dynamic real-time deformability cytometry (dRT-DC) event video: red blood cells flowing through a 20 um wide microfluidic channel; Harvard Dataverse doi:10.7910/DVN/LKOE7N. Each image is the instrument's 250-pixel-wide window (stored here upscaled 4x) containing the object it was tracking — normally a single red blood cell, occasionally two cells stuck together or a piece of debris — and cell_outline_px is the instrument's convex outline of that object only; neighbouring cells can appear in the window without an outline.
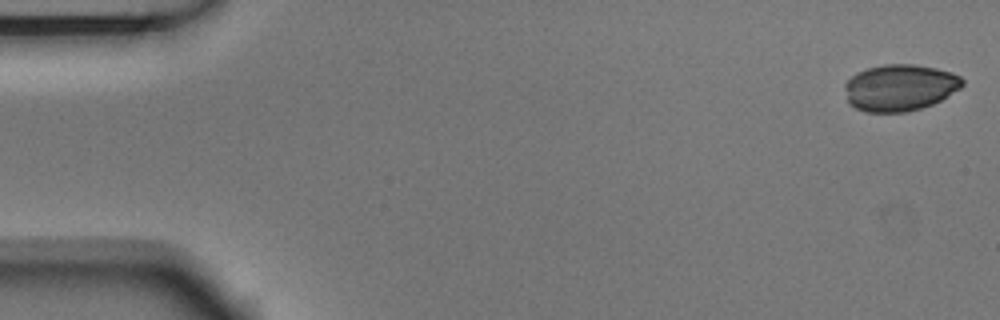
{"species": "Egyptian fruit bat (a non-hibernating species)", "species_latin": "Rousettus aegyptiacus", "temperature_condition": "room temperature", "stored_images_in_passage": 5, "camera_frame_rate_fps": 3000, "um_per_image_px": 0.085, "animal": {"sex": "male"}, "frame": {"image": 1, "passage_image": 1, "time_ms": 0.0, "image_size_px": [1000, 320], "cell_outline_px": [[964, 84], [960, 88], [940, 100], [932, 104], [920, 108], [904, 112], [864, 112], [848, 104], [844, 88], [844, 84], [856, 72], [868, 68], [884, 64], [916, 64], [936, 68], [952, 72], [960, 76], [964, 80]], "centroid_in_image_um": [76.46, 7.44], "position_along_channel_um": 8.5, "area_um2": 32.08}}